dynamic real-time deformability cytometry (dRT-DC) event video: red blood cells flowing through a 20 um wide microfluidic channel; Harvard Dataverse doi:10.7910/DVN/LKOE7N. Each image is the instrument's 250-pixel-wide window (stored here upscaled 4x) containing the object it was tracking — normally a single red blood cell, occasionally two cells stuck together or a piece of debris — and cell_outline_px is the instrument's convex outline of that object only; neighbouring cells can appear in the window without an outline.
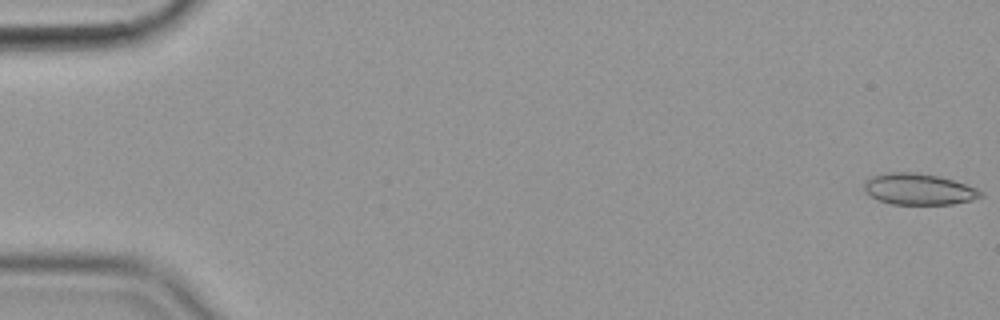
{"species": "common noctule bat (a hibernating species)", "species_latin": "Nyctalus noctula", "temperature_condition": "cold", "stored_images_in_passage": 57, "camera_frame_rate_fps": 3000, "um_per_image_px": 0.085, "animal": {"sex": "female", "body_mass_g": 19.9}, "frame": {"image": 1, "passage_image": 1, "time_ms": 0.0, "image_size_px": [1000, 320], "cell_outline_px": [[984, 196], [972, 200], [952, 204], [892, 204], [880, 200], [872, 196], [864, 188], [864, 180], [872, 176], [888, 172], [912, 172], [936, 176], [952, 180], [976, 188], [984, 192]], "centroid_in_image_um": [78.1, 16.08], "position_along_channel_um": 6.9, "area_um2": 20.98}}
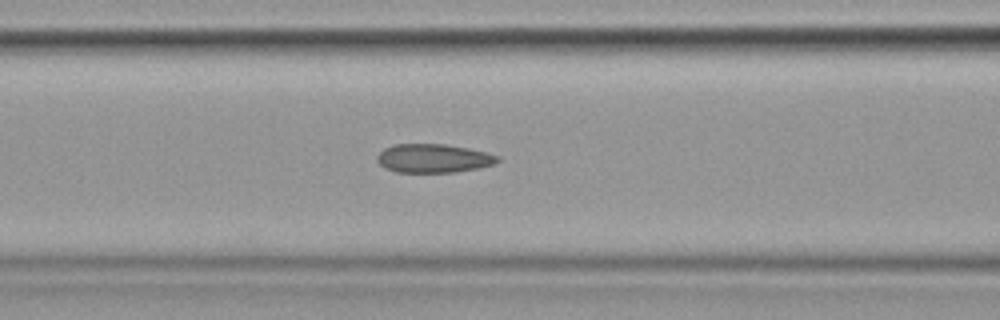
{"frame": {"image": 2, "passage_image": 24, "time_ms": 7.667, "image_size_px": [1000, 320], "cell_outline_px": [[500, 160], [492, 164], [476, 168], [456, 172], [396, 172], [384, 168], [376, 160], [376, 156], [384, 148], [396, 144], [444, 144], [468, 148], [500, 156]], "centroid_in_image_um": [36.8, 13.45], "position_along_channel_um": 129.8, "area_um2": 20.06}}
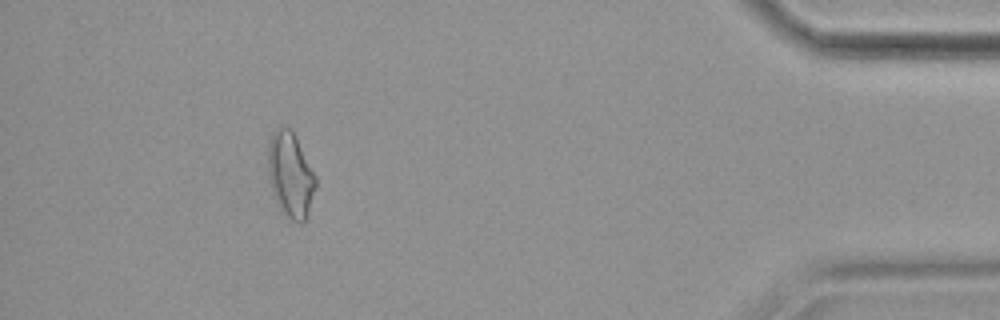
{"frame": {"image": 3, "passage_image": 52, "time_ms": 17.0, "image_size_px": [1000, 320], "cell_outline_px": [[316, 188], [308, 216], [300, 224], [292, 220], [280, 212], [268, 180], [268, 144], [272, 132], [280, 124], [292, 128], [316, 176]], "centroid_in_image_um": [24.68, 14.84], "position_along_channel_um": 410.5, "area_um2": 24.28}, "authors_computed_cell_mechanics": {"area_um2": 20.9814, "velocity_mm_per_s": 3.573, "shape_relaxation_time_tau1_ms": null, "shape_relaxation_time_tau2_ms": 2.7702, "deformation_change_tau1": null, "deformation_change_tau2": 0.0828}}